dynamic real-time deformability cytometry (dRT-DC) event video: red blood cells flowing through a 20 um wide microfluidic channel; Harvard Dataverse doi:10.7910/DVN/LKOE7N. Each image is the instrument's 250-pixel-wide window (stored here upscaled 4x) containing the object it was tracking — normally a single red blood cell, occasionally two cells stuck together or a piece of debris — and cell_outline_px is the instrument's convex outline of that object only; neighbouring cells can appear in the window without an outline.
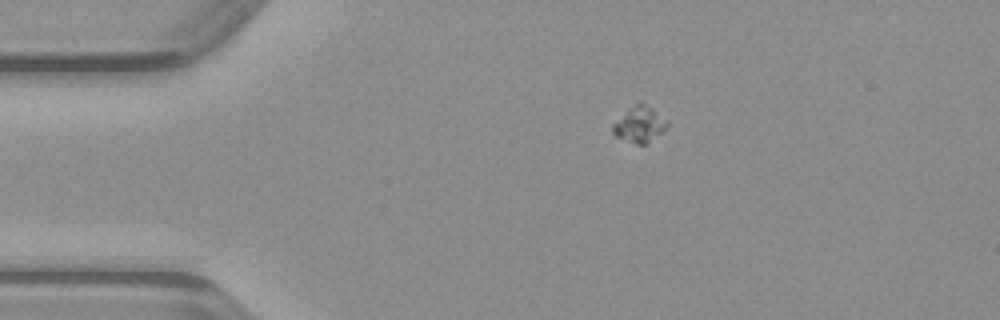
{"species": "common noctule bat (a hibernating species)", "species_latin": "Nyctalus noctula", "temperature_condition": "warm", "stored_images_in_passage": 40, "camera_frame_rate_fps": 3000, "um_per_image_px": 0.085, "animal": {"sex": "male", "body_mass_g": 23.1, "forearm_length_mm": 52.7}, "frame": {"image": 1, "passage_image": 1, "time_ms": 0.0, "image_size_px": [1000, 320], "cell_outline_px": [[668, 128], [648, 144], [636, 144], [616, 136], [612, 132], [612, 124], [628, 108], [640, 100], [652, 108], [668, 120]], "centroid_in_image_um": [54.39, 10.56], "position_along_channel_um": 30.6, "area_um2": 11.62}}
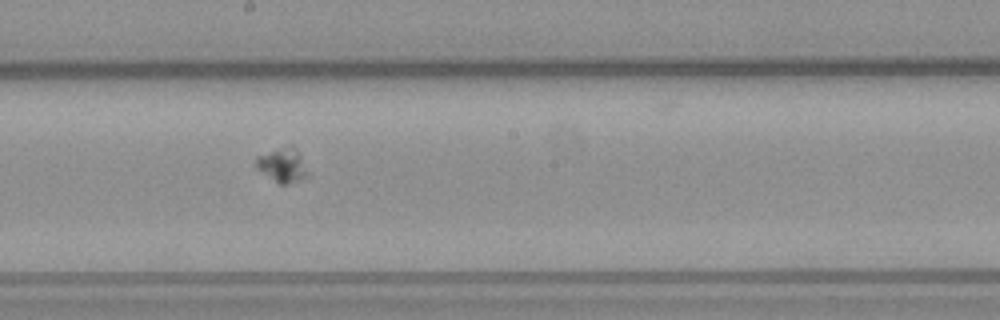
{"frame": {"image": 2, "passage_image": 18, "time_ms": 5.667, "image_size_px": [1000, 320], "cell_outline_px": [[308, 176], [288, 184], [280, 184], [256, 168], [256, 156], [292, 144], [300, 156], [308, 172]], "centroid_in_image_um": [24.01, 14.03], "position_along_channel_um": 224.2, "area_um2": 10.0}}
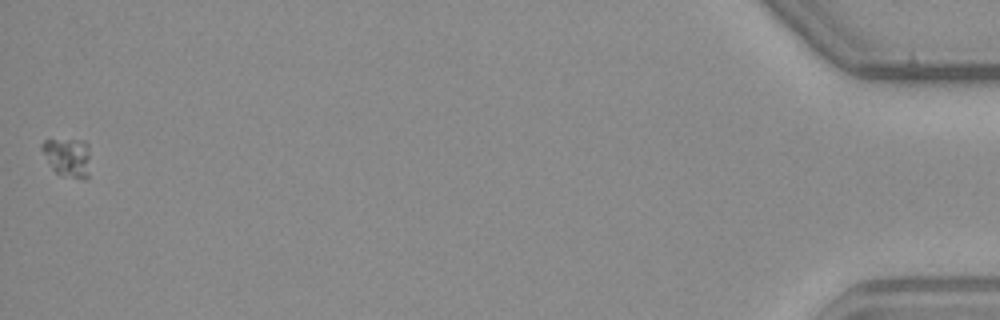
{"frame": {"image": 3, "passage_image": 40, "time_ms": 13.0, "image_size_px": [1000, 320], "cell_outline_px": [[88, 176], [84, 180], [60, 176], [52, 168], [40, 148], [40, 144], [44, 140], [84, 140], [88, 144]], "centroid_in_image_um": [5.73, 13.38], "position_along_channel_um": 429.5, "area_um2": 10.98}}